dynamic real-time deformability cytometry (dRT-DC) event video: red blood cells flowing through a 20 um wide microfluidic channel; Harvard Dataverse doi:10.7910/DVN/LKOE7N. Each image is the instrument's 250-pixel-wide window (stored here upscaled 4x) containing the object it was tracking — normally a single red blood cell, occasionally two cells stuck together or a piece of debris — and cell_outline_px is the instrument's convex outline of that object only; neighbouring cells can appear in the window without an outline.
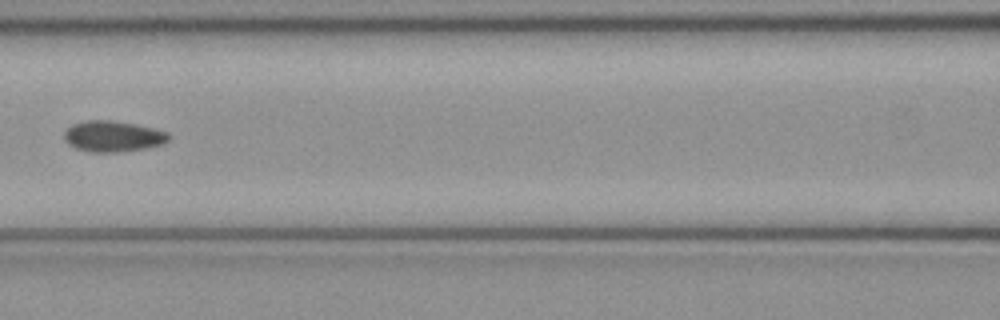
{"species": "common noctule bat (a hibernating species)", "species_latin": "Nyctalus noctula", "temperature_condition": "cold", "stored_images_in_passage": 5, "camera_frame_rate_fps": 3000, "um_per_image_px": 0.085, "animal": {"sex": "female", "body_mass_g": 21.9}, "frame": {"image": 1, "passage_image": 5, "time_ms": 1.333, "image_size_px": [1000, 320], "cell_outline_px": [[172, 136], [164, 144], [144, 148], [116, 152], [88, 152], [76, 148], [68, 144], [64, 140], [64, 132], [72, 124], [84, 120], [112, 120], [136, 124], [156, 128], [168, 132]], "centroid_in_image_um": [9.61, 11.57], "position_along_channel_um": 157.0, "area_um2": 19.07}}